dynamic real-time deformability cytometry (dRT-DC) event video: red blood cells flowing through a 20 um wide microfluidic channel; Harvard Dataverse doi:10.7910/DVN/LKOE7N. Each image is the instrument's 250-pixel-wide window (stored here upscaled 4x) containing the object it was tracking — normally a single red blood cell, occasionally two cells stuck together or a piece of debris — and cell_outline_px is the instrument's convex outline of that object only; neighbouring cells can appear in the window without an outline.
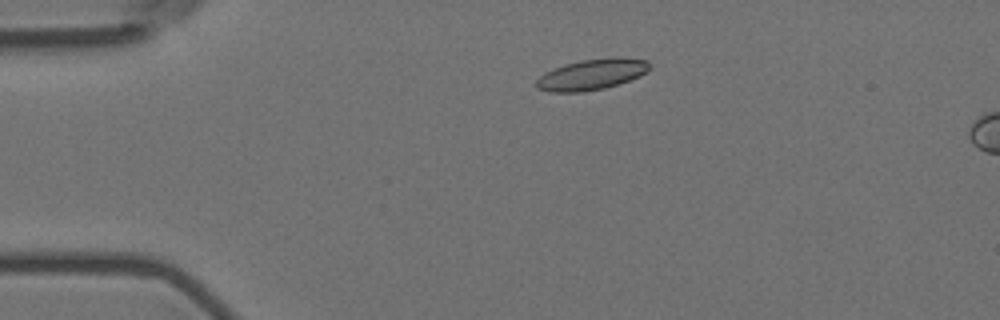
{"species": "Egyptian fruit bat (a non-hibernating species)", "species_latin": "Rousettus aegyptiacus", "temperature_condition": "room temperature", "stored_images_in_passage": 5, "camera_frame_rate_fps": 3000, "um_per_image_px": 0.085, "animal": {"sex": "female"}, "frame": {"image": 1, "passage_image": 3, "time_ms": 0.667, "image_size_px": [1000, 320], "cell_outline_px": [[652, 68], [648, 72], [640, 76], [604, 88], [580, 92], [552, 92], [536, 88], [536, 80], [544, 72], [564, 64], [580, 60], [612, 56], [616, 56], [648, 60], [652, 64]], "centroid_in_image_um": [50.34, 6.3], "position_along_channel_um": 34.7, "area_um2": 20.63}}